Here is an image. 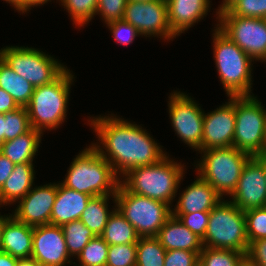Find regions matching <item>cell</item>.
I'll use <instances>...</instances> for the list:
<instances>
[{"label":"cell","mask_w":266,"mask_h":266,"mask_svg":"<svg viewBox=\"0 0 266 266\" xmlns=\"http://www.w3.org/2000/svg\"><path fill=\"white\" fill-rule=\"evenodd\" d=\"M69 13L75 26L84 27L96 15L98 0H57Z\"/></svg>","instance_id":"4dcf8cb0"},{"label":"cell","mask_w":266,"mask_h":266,"mask_svg":"<svg viewBox=\"0 0 266 266\" xmlns=\"http://www.w3.org/2000/svg\"><path fill=\"white\" fill-rule=\"evenodd\" d=\"M137 243L110 245L106 266H136Z\"/></svg>","instance_id":"d590c367"},{"label":"cell","mask_w":266,"mask_h":266,"mask_svg":"<svg viewBox=\"0 0 266 266\" xmlns=\"http://www.w3.org/2000/svg\"><path fill=\"white\" fill-rule=\"evenodd\" d=\"M217 26L253 61L266 59V19L218 15Z\"/></svg>","instance_id":"7c38bea8"},{"label":"cell","mask_w":266,"mask_h":266,"mask_svg":"<svg viewBox=\"0 0 266 266\" xmlns=\"http://www.w3.org/2000/svg\"><path fill=\"white\" fill-rule=\"evenodd\" d=\"M168 98V113L175 134L192 150L201 151L204 110L186 93L173 90Z\"/></svg>","instance_id":"8fae6325"},{"label":"cell","mask_w":266,"mask_h":266,"mask_svg":"<svg viewBox=\"0 0 266 266\" xmlns=\"http://www.w3.org/2000/svg\"><path fill=\"white\" fill-rule=\"evenodd\" d=\"M65 237L67 251L70 257L77 258L82 249L96 235L80 220H74L61 226Z\"/></svg>","instance_id":"83f0119b"},{"label":"cell","mask_w":266,"mask_h":266,"mask_svg":"<svg viewBox=\"0 0 266 266\" xmlns=\"http://www.w3.org/2000/svg\"><path fill=\"white\" fill-rule=\"evenodd\" d=\"M235 1L237 0H222V3L218 6V9H216L215 16H218V13L227 10Z\"/></svg>","instance_id":"c3c4849f"},{"label":"cell","mask_w":266,"mask_h":266,"mask_svg":"<svg viewBox=\"0 0 266 266\" xmlns=\"http://www.w3.org/2000/svg\"><path fill=\"white\" fill-rule=\"evenodd\" d=\"M245 255L258 266H266V238L250 242Z\"/></svg>","instance_id":"60d3db41"},{"label":"cell","mask_w":266,"mask_h":266,"mask_svg":"<svg viewBox=\"0 0 266 266\" xmlns=\"http://www.w3.org/2000/svg\"><path fill=\"white\" fill-rule=\"evenodd\" d=\"M5 142V117L4 113L0 114V145Z\"/></svg>","instance_id":"7dc6e473"},{"label":"cell","mask_w":266,"mask_h":266,"mask_svg":"<svg viewBox=\"0 0 266 266\" xmlns=\"http://www.w3.org/2000/svg\"><path fill=\"white\" fill-rule=\"evenodd\" d=\"M199 255L189 250H169L165 253L164 266H198Z\"/></svg>","instance_id":"ab89813d"},{"label":"cell","mask_w":266,"mask_h":266,"mask_svg":"<svg viewBox=\"0 0 266 266\" xmlns=\"http://www.w3.org/2000/svg\"><path fill=\"white\" fill-rule=\"evenodd\" d=\"M19 108L13 97L0 88V114L7 113Z\"/></svg>","instance_id":"7bdbcfd3"},{"label":"cell","mask_w":266,"mask_h":266,"mask_svg":"<svg viewBox=\"0 0 266 266\" xmlns=\"http://www.w3.org/2000/svg\"><path fill=\"white\" fill-rule=\"evenodd\" d=\"M42 136V132L31 128L28 132L1 144L0 153L14 164L33 163L40 147Z\"/></svg>","instance_id":"cb8c5ba5"},{"label":"cell","mask_w":266,"mask_h":266,"mask_svg":"<svg viewBox=\"0 0 266 266\" xmlns=\"http://www.w3.org/2000/svg\"><path fill=\"white\" fill-rule=\"evenodd\" d=\"M195 179L179 193L172 214L210 212L223 199L208 182L198 175Z\"/></svg>","instance_id":"ac0fdd59"},{"label":"cell","mask_w":266,"mask_h":266,"mask_svg":"<svg viewBox=\"0 0 266 266\" xmlns=\"http://www.w3.org/2000/svg\"><path fill=\"white\" fill-rule=\"evenodd\" d=\"M218 15H236L266 19V0H237Z\"/></svg>","instance_id":"836d02e7"},{"label":"cell","mask_w":266,"mask_h":266,"mask_svg":"<svg viewBox=\"0 0 266 266\" xmlns=\"http://www.w3.org/2000/svg\"><path fill=\"white\" fill-rule=\"evenodd\" d=\"M263 163L264 173H265V180H266V155L260 154L257 156Z\"/></svg>","instance_id":"f5cc1de1"},{"label":"cell","mask_w":266,"mask_h":266,"mask_svg":"<svg viewBox=\"0 0 266 266\" xmlns=\"http://www.w3.org/2000/svg\"><path fill=\"white\" fill-rule=\"evenodd\" d=\"M166 251L156 236L139 237L136 266H164Z\"/></svg>","instance_id":"f1b7e54d"},{"label":"cell","mask_w":266,"mask_h":266,"mask_svg":"<svg viewBox=\"0 0 266 266\" xmlns=\"http://www.w3.org/2000/svg\"><path fill=\"white\" fill-rule=\"evenodd\" d=\"M0 57L34 87L52 83L67 69L53 56L28 46L3 47L0 49Z\"/></svg>","instance_id":"9c48e42d"},{"label":"cell","mask_w":266,"mask_h":266,"mask_svg":"<svg viewBox=\"0 0 266 266\" xmlns=\"http://www.w3.org/2000/svg\"><path fill=\"white\" fill-rule=\"evenodd\" d=\"M13 6L17 12L21 13V0H3Z\"/></svg>","instance_id":"816d5d0a"},{"label":"cell","mask_w":266,"mask_h":266,"mask_svg":"<svg viewBox=\"0 0 266 266\" xmlns=\"http://www.w3.org/2000/svg\"><path fill=\"white\" fill-rule=\"evenodd\" d=\"M92 196L69 189L57 182V195L52 207L50 224L62 226L79 220Z\"/></svg>","instance_id":"ffe728a7"},{"label":"cell","mask_w":266,"mask_h":266,"mask_svg":"<svg viewBox=\"0 0 266 266\" xmlns=\"http://www.w3.org/2000/svg\"><path fill=\"white\" fill-rule=\"evenodd\" d=\"M0 88L11 95L19 107L30 102L35 87L15 73L0 57Z\"/></svg>","instance_id":"484cf974"},{"label":"cell","mask_w":266,"mask_h":266,"mask_svg":"<svg viewBox=\"0 0 266 266\" xmlns=\"http://www.w3.org/2000/svg\"><path fill=\"white\" fill-rule=\"evenodd\" d=\"M237 266H258L255 262L251 261L246 255L240 260Z\"/></svg>","instance_id":"f907efd6"},{"label":"cell","mask_w":266,"mask_h":266,"mask_svg":"<svg viewBox=\"0 0 266 266\" xmlns=\"http://www.w3.org/2000/svg\"><path fill=\"white\" fill-rule=\"evenodd\" d=\"M33 246V226L19 222L11 216L5 223L1 239V251L22 259L30 258Z\"/></svg>","instance_id":"7402d4cb"},{"label":"cell","mask_w":266,"mask_h":266,"mask_svg":"<svg viewBox=\"0 0 266 266\" xmlns=\"http://www.w3.org/2000/svg\"><path fill=\"white\" fill-rule=\"evenodd\" d=\"M109 199H111L115 204L112 210L108 208ZM115 209V195L94 196L91 197V199L88 201L86 208L82 212V215L79 220L96 236H100L104 231L105 225L108 222L109 217Z\"/></svg>","instance_id":"d4e9b609"},{"label":"cell","mask_w":266,"mask_h":266,"mask_svg":"<svg viewBox=\"0 0 266 266\" xmlns=\"http://www.w3.org/2000/svg\"><path fill=\"white\" fill-rule=\"evenodd\" d=\"M115 199L116 208L140 237L157 236L172 215V208L168 204L129 192L121 184L117 188Z\"/></svg>","instance_id":"ba28073f"},{"label":"cell","mask_w":266,"mask_h":266,"mask_svg":"<svg viewBox=\"0 0 266 266\" xmlns=\"http://www.w3.org/2000/svg\"><path fill=\"white\" fill-rule=\"evenodd\" d=\"M203 117V137L201 150L228 148L233 146L235 133V96Z\"/></svg>","instance_id":"9a60e30c"},{"label":"cell","mask_w":266,"mask_h":266,"mask_svg":"<svg viewBox=\"0 0 266 266\" xmlns=\"http://www.w3.org/2000/svg\"><path fill=\"white\" fill-rule=\"evenodd\" d=\"M252 96H235V133L233 147L251 156L263 154L266 109Z\"/></svg>","instance_id":"30bf717a"},{"label":"cell","mask_w":266,"mask_h":266,"mask_svg":"<svg viewBox=\"0 0 266 266\" xmlns=\"http://www.w3.org/2000/svg\"><path fill=\"white\" fill-rule=\"evenodd\" d=\"M248 242L266 238V206L244 212Z\"/></svg>","instance_id":"e575fe53"},{"label":"cell","mask_w":266,"mask_h":266,"mask_svg":"<svg viewBox=\"0 0 266 266\" xmlns=\"http://www.w3.org/2000/svg\"><path fill=\"white\" fill-rule=\"evenodd\" d=\"M110 245L137 243L139 235L135 228L116 208L108 219L103 233L100 235Z\"/></svg>","instance_id":"4316f807"},{"label":"cell","mask_w":266,"mask_h":266,"mask_svg":"<svg viewBox=\"0 0 266 266\" xmlns=\"http://www.w3.org/2000/svg\"><path fill=\"white\" fill-rule=\"evenodd\" d=\"M5 117V142L28 132L31 129L26 107L4 113Z\"/></svg>","instance_id":"d6a6232c"},{"label":"cell","mask_w":266,"mask_h":266,"mask_svg":"<svg viewBox=\"0 0 266 266\" xmlns=\"http://www.w3.org/2000/svg\"><path fill=\"white\" fill-rule=\"evenodd\" d=\"M128 1L149 2V1H153V0H128Z\"/></svg>","instance_id":"11a10c76"},{"label":"cell","mask_w":266,"mask_h":266,"mask_svg":"<svg viewBox=\"0 0 266 266\" xmlns=\"http://www.w3.org/2000/svg\"><path fill=\"white\" fill-rule=\"evenodd\" d=\"M263 154L266 155V131H265V137H264Z\"/></svg>","instance_id":"db71d44e"},{"label":"cell","mask_w":266,"mask_h":266,"mask_svg":"<svg viewBox=\"0 0 266 266\" xmlns=\"http://www.w3.org/2000/svg\"><path fill=\"white\" fill-rule=\"evenodd\" d=\"M31 257L42 266H66L71 261L63 230L56 225H38L33 227V246Z\"/></svg>","instance_id":"2e32d148"},{"label":"cell","mask_w":266,"mask_h":266,"mask_svg":"<svg viewBox=\"0 0 266 266\" xmlns=\"http://www.w3.org/2000/svg\"><path fill=\"white\" fill-rule=\"evenodd\" d=\"M244 256L237 250L203 247L198 266H237Z\"/></svg>","instance_id":"f546056e"},{"label":"cell","mask_w":266,"mask_h":266,"mask_svg":"<svg viewBox=\"0 0 266 266\" xmlns=\"http://www.w3.org/2000/svg\"><path fill=\"white\" fill-rule=\"evenodd\" d=\"M171 30L178 36L210 12V0H166Z\"/></svg>","instance_id":"d6986e66"},{"label":"cell","mask_w":266,"mask_h":266,"mask_svg":"<svg viewBox=\"0 0 266 266\" xmlns=\"http://www.w3.org/2000/svg\"><path fill=\"white\" fill-rule=\"evenodd\" d=\"M184 163L165 156L160 162L129 170L120 178V184L129 192L162 201L170 207L185 176Z\"/></svg>","instance_id":"7a4b0ae2"},{"label":"cell","mask_w":266,"mask_h":266,"mask_svg":"<svg viewBox=\"0 0 266 266\" xmlns=\"http://www.w3.org/2000/svg\"><path fill=\"white\" fill-rule=\"evenodd\" d=\"M87 120L98 138L91 146L107 160L119 178L135 167L156 164L167 156L163 146L135 122L113 113L91 116Z\"/></svg>","instance_id":"6da1fadb"},{"label":"cell","mask_w":266,"mask_h":266,"mask_svg":"<svg viewBox=\"0 0 266 266\" xmlns=\"http://www.w3.org/2000/svg\"><path fill=\"white\" fill-rule=\"evenodd\" d=\"M16 266H42L34 258H22L18 259Z\"/></svg>","instance_id":"bcb514c9"},{"label":"cell","mask_w":266,"mask_h":266,"mask_svg":"<svg viewBox=\"0 0 266 266\" xmlns=\"http://www.w3.org/2000/svg\"><path fill=\"white\" fill-rule=\"evenodd\" d=\"M178 218L180 222L190 229L201 239L204 238L207 227L210 212H197V213H186V214H172Z\"/></svg>","instance_id":"f35d334b"},{"label":"cell","mask_w":266,"mask_h":266,"mask_svg":"<svg viewBox=\"0 0 266 266\" xmlns=\"http://www.w3.org/2000/svg\"><path fill=\"white\" fill-rule=\"evenodd\" d=\"M34 163L15 164L13 172L0 189V206L16 205L34 186Z\"/></svg>","instance_id":"603a6c76"},{"label":"cell","mask_w":266,"mask_h":266,"mask_svg":"<svg viewBox=\"0 0 266 266\" xmlns=\"http://www.w3.org/2000/svg\"><path fill=\"white\" fill-rule=\"evenodd\" d=\"M106 26L109 28L114 41L123 46L130 45L135 40L136 36L139 37L141 35L133 25L124 19L109 22Z\"/></svg>","instance_id":"8d00e7d4"},{"label":"cell","mask_w":266,"mask_h":266,"mask_svg":"<svg viewBox=\"0 0 266 266\" xmlns=\"http://www.w3.org/2000/svg\"><path fill=\"white\" fill-rule=\"evenodd\" d=\"M14 166L15 164L13 162L0 153V189L13 172Z\"/></svg>","instance_id":"b9f144b4"},{"label":"cell","mask_w":266,"mask_h":266,"mask_svg":"<svg viewBox=\"0 0 266 266\" xmlns=\"http://www.w3.org/2000/svg\"><path fill=\"white\" fill-rule=\"evenodd\" d=\"M17 258L0 250V266H16Z\"/></svg>","instance_id":"f6af8a7d"},{"label":"cell","mask_w":266,"mask_h":266,"mask_svg":"<svg viewBox=\"0 0 266 266\" xmlns=\"http://www.w3.org/2000/svg\"><path fill=\"white\" fill-rule=\"evenodd\" d=\"M203 247L247 252L249 242L244 211L228 199H222L211 211Z\"/></svg>","instance_id":"52a82bcc"},{"label":"cell","mask_w":266,"mask_h":266,"mask_svg":"<svg viewBox=\"0 0 266 266\" xmlns=\"http://www.w3.org/2000/svg\"><path fill=\"white\" fill-rule=\"evenodd\" d=\"M167 250H189L198 255L203 249L202 239L171 215L156 236Z\"/></svg>","instance_id":"44dd1931"},{"label":"cell","mask_w":266,"mask_h":266,"mask_svg":"<svg viewBox=\"0 0 266 266\" xmlns=\"http://www.w3.org/2000/svg\"><path fill=\"white\" fill-rule=\"evenodd\" d=\"M61 184L92 197L115 195L120 178L107 160L89 145L73 158Z\"/></svg>","instance_id":"3957f363"},{"label":"cell","mask_w":266,"mask_h":266,"mask_svg":"<svg viewBox=\"0 0 266 266\" xmlns=\"http://www.w3.org/2000/svg\"><path fill=\"white\" fill-rule=\"evenodd\" d=\"M51 2L52 0H21V13L27 14L30 12L32 7L43 6L45 3ZM29 11V12H28Z\"/></svg>","instance_id":"ee69618b"},{"label":"cell","mask_w":266,"mask_h":266,"mask_svg":"<svg viewBox=\"0 0 266 266\" xmlns=\"http://www.w3.org/2000/svg\"><path fill=\"white\" fill-rule=\"evenodd\" d=\"M128 0H98L96 15L101 16L100 18L105 24L123 19L124 12Z\"/></svg>","instance_id":"74e56055"},{"label":"cell","mask_w":266,"mask_h":266,"mask_svg":"<svg viewBox=\"0 0 266 266\" xmlns=\"http://www.w3.org/2000/svg\"><path fill=\"white\" fill-rule=\"evenodd\" d=\"M230 201L242 211L266 206V180L262 161L252 156L245 164Z\"/></svg>","instance_id":"5bb4252c"},{"label":"cell","mask_w":266,"mask_h":266,"mask_svg":"<svg viewBox=\"0 0 266 266\" xmlns=\"http://www.w3.org/2000/svg\"><path fill=\"white\" fill-rule=\"evenodd\" d=\"M57 195V182L35 186L22 198L12 211L19 222L30 226L50 224L52 207Z\"/></svg>","instance_id":"e0dca14e"},{"label":"cell","mask_w":266,"mask_h":266,"mask_svg":"<svg viewBox=\"0 0 266 266\" xmlns=\"http://www.w3.org/2000/svg\"><path fill=\"white\" fill-rule=\"evenodd\" d=\"M123 19L133 25L141 37H159L169 42L176 39L169 24L166 0L127 1Z\"/></svg>","instance_id":"4fadbf2b"},{"label":"cell","mask_w":266,"mask_h":266,"mask_svg":"<svg viewBox=\"0 0 266 266\" xmlns=\"http://www.w3.org/2000/svg\"><path fill=\"white\" fill-rule=\"evenodd\" d=\"M12 215L9 213V215H1L0 214V250H1V239H2V234H3V228H4V223L11 217Z\"/></svg>","instance_id":"681fc988"},{"label":"cell","mask_w":266,"mask_h":266,"mask_svg":"<svg viewBox=\"0 0 266 266\" xmlns=\"http://www.w3.org/2000/svg\"><path fill=\"white\" fill-rule=\"evenodd\" d=\"M71 72L67 68L52 83L35 87L26 106L31 128L44 134L45 130H56L64 123L71 85L75 80Z\"/></svg>","instance_id":"5b68a950"},{"label":"cell","mask_w":266,"mask_h":266,"mask_svg":"<svg viewBox=\"0 0 266 266\" xmlns=\"http://www.w3.org/2000/svg\"><path fill=\"white\" fill-rule=\"evenodd\" d=\"M199 154L201 160L195 164L197 175L208 182L223 199L236 189L242 170L252 157L233 146L201 150Z\"/></svg>","instance_id":"8992f818"},{"label":"cell","mask_w":266,"mask_h":266,"mask_svg":"<svg viewBox=\"0 0 266 266\" xmlns=\"http://www.w3.org/2000/svg\"><path fill=\"white\" fill-rule=\"evenodd\" d=\"M214 28L213 57L226 96L254 95L252 93L254 61L217 26Z\"/></svg>","instance_id":"277c9868"},{"label":"cell","mask_w":266,"mask_h":266,"mask_svg":"<svg viewBox=\"0 0 266 266\" xmlns=\"http://www.w3.org/2000/svg\"><path fill=\"white\" fill-rule=\"evenodd\" d=\"M109 245L101 236H96L82 249L78 266H106Z\"/></svg>","instance_id":"1f68e13d"}]
</instances>
